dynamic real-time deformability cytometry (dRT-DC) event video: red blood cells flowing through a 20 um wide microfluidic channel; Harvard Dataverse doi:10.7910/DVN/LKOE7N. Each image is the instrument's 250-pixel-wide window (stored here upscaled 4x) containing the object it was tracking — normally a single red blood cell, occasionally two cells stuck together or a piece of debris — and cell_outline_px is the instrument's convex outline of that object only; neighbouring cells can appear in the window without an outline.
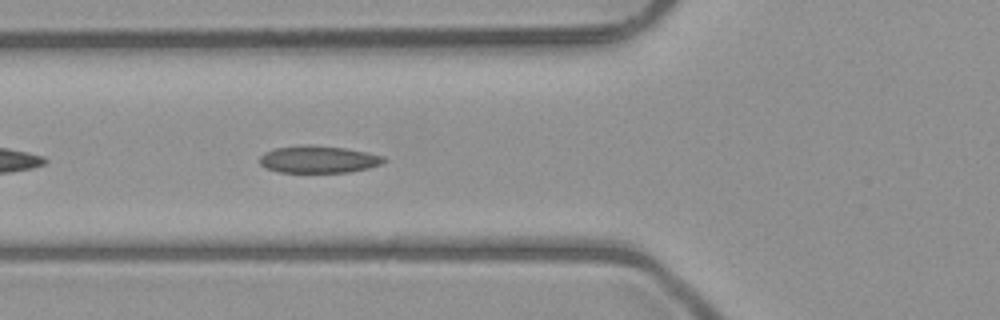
{"species": "common noctule bat (a hibernating species)", "species_latin": "Nyctalus noctula", "temperature_condition": "room temperature", "stored_images_in_passage": 6, "camera_frame_rate_fps": 3000, "um_per_image_px": 0.085, "animal": {"sex": "male", "body_mass_g": 23.1, "forearm_length_mm": 52.7}, "frame": {"image": 1, "passage_image": 6, "time_ms": 5.667, "image_size_px": [1000, 320], "cell_outline_px": [[388, 160], [384, 164], [368, 168], [348, 172], [280, 172], [268, 168], [260, 164], [260, 156], [264, 152], [276, 148], [344, 148], [368, 152], [384, 156]], "centroid_in_image_um": [27.17, 13.6], "position_along_channel_um": 98.6, "area_um2": 18.73}}